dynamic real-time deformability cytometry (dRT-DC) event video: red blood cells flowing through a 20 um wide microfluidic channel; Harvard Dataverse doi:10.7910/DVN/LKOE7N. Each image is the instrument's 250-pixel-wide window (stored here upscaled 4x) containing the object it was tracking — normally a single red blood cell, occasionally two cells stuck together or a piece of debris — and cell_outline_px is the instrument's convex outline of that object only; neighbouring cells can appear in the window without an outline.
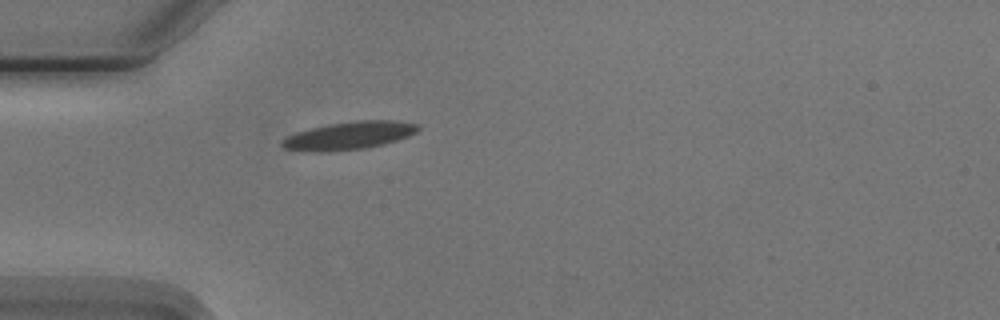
{"species": "Egyptian fruit bat (a non-hibernating species)", "species_latin": "Rousettus aegyptiacus", "temperature_condition": "cold", "stored_images_in_passage": 2, "camera_frame_rate_fps": 3000, "um_per_image_px": 0.085, "animal": {"sex": "male"}, "frame": {"image": 1, "passage_image": 2, "time_ms": 1.333, "image_size_px": [1000, 320], "cell_outline_px": [[420, 128], [416, 132], [408, 136], [396, 140], [364, 148], [320, 152], [284, 148], [280, 144], [288, 136], [296, 132], [328, 124], [356, 120], [392, 120], [420, 124]], "centroid_in_image_um": [29.7, 11.5], "position_along_channel_um": 55.3, "area_um2": 21.68}}